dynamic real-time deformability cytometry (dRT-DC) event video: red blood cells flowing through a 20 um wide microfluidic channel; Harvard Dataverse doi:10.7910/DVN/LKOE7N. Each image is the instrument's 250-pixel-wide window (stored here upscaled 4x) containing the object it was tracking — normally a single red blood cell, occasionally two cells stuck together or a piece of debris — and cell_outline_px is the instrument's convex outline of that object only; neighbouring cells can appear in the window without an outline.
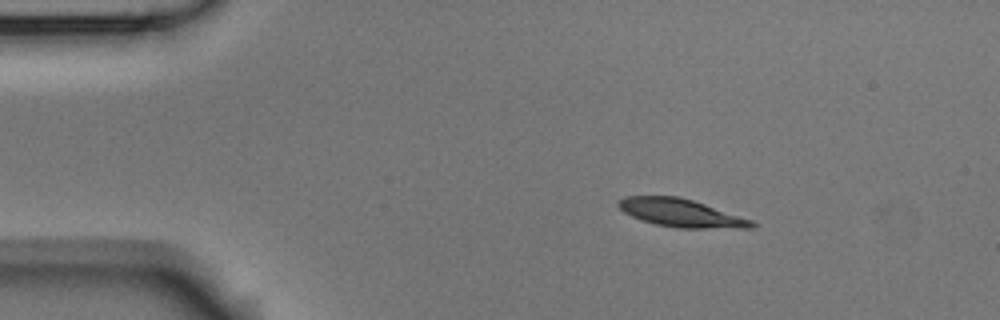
{"species": "Egyptian fruit bat (a non-hibernating species)", "species_latin": "Rousettus aegyptiacus", "temperature_condition": "room temperature", "stored_images_in_passage": 3, "segment_of_instrument_passage": [1, 2], "camera_frame_rate_fps": 3000, "um_per_image_px": 0.085, "animal": {"sex": "male"}, "frame": {"image": 1, "passage_image": 1, "time_ms": 0.0, "image_size_px": [1000, 320], "cell_outline_px": [[756, 224], [752, 228], [676, 228], [656, 224], [632, 216], [624, 212], [616, 204], [624, 196], [676, 196], [692, 200], [752, 220]], "centroid_in_image_um": [57.87, 18.1], "position_along_channel_um": 27.1, "area_um2": 21.39}}